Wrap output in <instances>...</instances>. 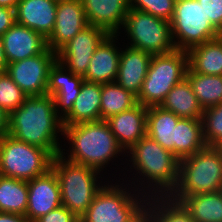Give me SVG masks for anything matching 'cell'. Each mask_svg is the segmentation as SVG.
<instances>
[{
    "instance_id": "1",
    "label": "cell",
    "mask_w": 222,
    "mask_h": 222,
    "mask_svg": "<svg viewBox=\"0 0 222 222\" xmlns=\"http://www.w3.org/2000/svg\"><path fill=\"white\" fill-rule=\"evenodd\" d=\"M56 129L63 132V124L51 95L27 97L8 116L9 135L46 150L52 157L61 153Z\"/></svg>"
},
{
    "instance_id": "2",
    "label": "cell",
    "mask_w": 222,
    "mask_h": 222,
    "mask_svg": "<svg viewBox=\"0 0 222 222\" xmlns=\"http://www.w3.org/2000/svg\"><path fill=\"white\" fill-rule=\"evenodd\" d=\"M62 134L72 142L67 160L98 171L124 151L106 120L63 125Z\"/></svg>"
},
{
    "instance_id": "3",
    "label": "cell",
    "mask_w": 222,
    "mask_h": 222,
    "mask_svg": "<svg viewBox=\"0 0 222 222\" xmlns=\"http://www.w3.org/2000/svg\"><path fill=\"white\" fill-rule=\"evenodd\" d=\"M222 190V150L206 146L180 160L178 183L169 197H187Z\"/></svg>"
},
{
    "instance_id": "4",
    "label": "cell",
    "mask_w": 222,
    "mask_h": 222,
    "mask_svg": "<svg viewBox=\"0 0 222 222\" xmlns=\"http://www.w3.org/2000/svg\"><path fill=\"white\" fill-rule=\"evenodd\" d=\"M63 155L62 150L60 154L53 157L51 168L59 182L62 206L80 218L103 187L100 185L98 187L96 184V175L99 171L66 160Z\"/></svg>"
},
{
    "instance_id": "5",
    "label": "cell",
    "mask_w": 222,
    "mask_h": 222,
    "mask_svg": "<svg viewBox=\"0 0 222 222\" xmlns=\"http://www.w3.org/2000/svg\"><path fill=\"white\" fill-rule=\"evenodd\" d=\"M129 152L133 166L139 171L137 173L146 177L151 186L153 182L157 186V190L153 189L152 192L155 191V194L160 188V196L170 195L178 183L180 160L148 135L141 138Z\"/></svg>"
},
{
    "instance_id": "6",
    "label": "cell",
    "mask_w": 222,
    "mask_h": 222,
    "mask_svg": "<svg viewBox=\"0 0 222 222\" xmlns=\"http://www.w3.org/2000/svg\"><path fill=\"white\" fill-rule=\"evenodd\" d=\"M188 52L175 49L153 55L137 101L145 107L160 106L168 92L186 77Z\"/></svg>"
},
{
    "instance_id": "7",
    "label": "cell",
    "mask_w": 222,
    "mask_h": 222,
    "mask_svg": "<svg viewBox=\"0 0 222 222\" xmlns=\"http://www.w3.org/2000/svg\"><path fill=\"white\" fill-rule=\"evenodd\" d=\"M53 157L44 149L7 134L0 140V175L24 181L45 174Z\"/></svg>"
},
{
    "instance_id": "8",
    "label": "cell",
    "mask_w": 222,
    "mask_h": 222,
    "mask_svg": "<svg viewBox=\"0 0 222 222\" xmlns=\"http://www.w3.org/2000/svg\"><path fill=\"white\" fill-rule=\"evenodd\" d=\"M170 24L175 48L187 52L222 35L210 23L197 0H176Z\"/></svg>"
},
{
    "instance_id": "9",
    "label": "cell",
    "mask_w": 222,
    "mask_h": 222,
    "mask_svg": "<svg viewBox=\"0 0 222 222\" xmlns=\"http://www.w3.org/2000/svg\"><path fill=\"white\" fill-rule=\"evenodd\" d=\"M123 27L132 42L128 47L152 55L166 54L176 49L170 21L130 8Z\"/></svg>"
},
{
    "instance_id": "10",
    "label": "cell",
    "mask_w": 222,
    "mask_h": 222,
    "mask_svg": "<svg viewBox=\"0 0 222 222\" xmlns=\"http://www.w3.org/2000/svg\"><path fill=\"white\" fill-rule=\"evenodd\" d=\"M122 189L119 185L102 187L87 211L79 218L80 222H127L131 219L144 206L140 204L146 201L141 198L139 200L134 194L130 195L131 192Z\"/></svg>"
},
{
    "instance_id": "11",
    "label": "cell",
    "mask_w": 222,
    "mask_h": 222,
    "mask_svg": "<svg viewBox=\"0 0 222 222\" xmlns=\"http://www.w3.org/2000/svg\"><path fill=\"white\" fill-rule=\"evenodd\" d=\"M57 61V53L48 48L36 56L7 64L6 73L30 96L47 94L49 70Z\"/></svg>"
},
{
    "instance_id": "12",
    "label": "cell",
    "mask_w": 222,
    "mask_h": 222,
    "mask_svg": "<svg viewBox=\"0 0 222 222\" xmlns=\"http://www.w3.org/2000/svg\"><path fill=\"white\" fill-rule=\"evenodd\" d=\"M108 35L101 28L86 26L57 52V61L75 75L84 76L94 51Z\"/></svg>"
},
{
    "instance_id": "13",
    "label": "cell",
    "mask_w": 222,
    "mask_h": 222,
    "mask_svg": "<svg viewBox=\"0 0 222 222\" xmlns=\"http://www.w3.org/2000/svg\"><path fill=\"white\" fill-rule=\"evenodd\" d=\"M61 205L60 186L52 168L28 181V205L25 216L30 222H35L42 215Z\"/></svg>"
},
{
    "instance_id": "14",
    "label": "cell",
    "mask_w": 222,
    "mask_h": 222,
    "mask_svg": "<svg viewBox=\"0 0 222 222\" xmlns=\"http://www.w3.org/2000/svg\"><path fill=\"white\" fill-rule=\"evenodd\" d=\"M88 25L81 0L58 2L55 26L47 38L48 48L57 53Z\"/></svg>"
},
{
    "instance_id": "15",
    "label": "cell",
    "mask_w": 222,
    "mask_h": 222,
    "mask_svg": "<svg viewBox=\"0 0 222 222\" xmlns=\"http://www.w3.org/2000/svg\"><path fill=\"white\" fill-rule=\"evenodd\" d=\"M1 37L8 64L36 56L48 49L47 39L43 35L18 23Z\"/></svg>"
},
{
    "instance_id": "16",
    "label": "cell",
    "mask_w": 222,
    "mask_h": 222,
    "mask_svg": "<svg viewBox=\"0 0 222 222\" xmlns=\"http://www.w3.org/2000/svg\"><path fill=\"white\" fill-rule=\"evenodd\" d=\"M106 121L119 146L127 151L146 135L147 107L138 103L129 110L110 116Z\"/></svg>"
},
{
    "instance_id": "17",
    "label": "cell",
    "mask_w": 222,
    "mask_h": 222,
    "mask_svg": "<svg viewBox=\"0 0 222 222\" xmlns=\"http://www.w3.org/2000/svg\"><path fill=\"white\" fill-rule=\"evenodd\" d=\"M89 25L116 35L130 9L129 0H81Z\"/></svg>"
},
{
    "instance_id": "18",
    "label": "cell",
    "mask_w": 222,
    "mask_h": 222,
    "mask_svg": "<svg viewBox=\"0 0 222 222\" xmlns=\"http://www.w3.org/2000/svg\"><path fill=\"white\" fill-rule=\"evenodd\" d=\"M63 69L66 71L60 62L54 63L49 70L47 87V95L53 97L58 115L60 107L61 112L64 111L62 116L59 115L61 119L72 110L74 100L78 97L84 81L83 76L75 75L72 71L67 74Z\"/></svg>"
},
{
    "instance_id": "19",
    "label": "cell",
    "mask_w": 222,
    "mask_h": 222,
    "mask_svg": "<svg viewBox=\"0 0 222 222\" xmlns=\"http://www.w3.org/2000/svg\"><path fill=\"white\" fill-rule=\"evenodd\" d=\"M56 9L57 2L53 0H19L15 10L16 23L47 39L55 26Z\"/></svg>"
},
{
    "instance_id": "20",
    "label": "cell",
    "mask_w": 222,
    "mask_h": 222,
    "mask_svg": "<svg viewBox=\"0 0 222 222\" xmlns=\"http://www.w3.org/2000/svg\"><path fill=\"white\" fill-rule=\"evenodd\" d=\"M115 37L117 36L108 35L94 51L88 70L83 76L85 81L98 84L115 82L121 54L113 43Z\"/></svg>"
},
{
    "instance_id": "21",
    "label": "cell",
    "mask_w": 222,
    "mask_h": 222,
    "mask_svg": "<svg viewBox=\"0 0 222 222\" xmlns=\"http://www.w3.org/2000/svg\"><path fill=\"white\" fill-rule=\"evenodd\" d=\"M152 54L128 47L121 51L115 82L138 96L147 75Z\"/></svg>"
},
{
    "instance_id": "22",
    "label": "cell",
    "mask_w": 222,
    "mask_h": 222,
    "mask_svg": "<svg viewBox=\"0 0 222 222\" xmlns=\"http://www.w3.org/2000/svg\"><path fill=\"white\" fill-rule=\"evenodd\" d=\"M101 84L83 81L72 110L62 119L63 125L101 120Z\"/></svg>"
},
{
    "instance_id": "23",
    "label": "cell",
    "mask_w": 222,
    "mask_h": 222,
    "mask_svg": "<svg viewBox=\"0 0 222 222\" xmlns=\"http://www.w3.org/2000/svg\"><path fill=\"white\" fill-rule=\"evenodd\" d=\"M179 119L161 106L147 107L146 135L175 155V126Z\"/></svg>"
},
{
    "instance_id": "24",
    "label": "cell",
    "mask_w": 222,
    "mask_h": 222,
    "mask_svg": "<svg viewBox=\"0 0 222 222\" xmlns=\"http://www.w3.org/2000/svg\"><path fill=\"white\" fill-rule=\"evenodd\" d=\"M170 198L180 202L194 222H222V190Z\"/></svg>"
},
{
    "instance_id": "25",
    "label": "cell",
    "mask_w": 222,
    "mask_h": 222,
    "mask_svg": "<svg viewBox=\"0 0 222 222\" xmlns=\"http://www.w3.org/2000/svg\"><path fill=\"white\" fill-rule=\"evenodd\" d=\"M160 106L180 118L202 119L203 110L186 77L168 92Z\"/></svg>"
},
{
    "instance_id": "26",
    "label": "cell",
    "mask_w": 222,
    "mask_h": 222,
    "mask_svg": "<svg viewBox=\"0 0 222 222\" xmlns=\"http://www.w3.org/2000/svg\"><path fill=\"white\" fill-rule=\"evenodd\" d=\"M188 66L198 74L222 76V35L191 48Z\"/></svg>"
},
{
    "instance_id": "27",
    "label": "cell",
    "mask_w": 222,
    "mask_h": 222,
    "mask_svg": "<svg viewBox=\"0 0 222 222\" xmlns=\"http://www.w3.org/2000/svg\"><path fill=\"white\" fill-rule=\"evenodd\" d=\"M206 146L202 119L180 118L175 126V156L182 160Z\"/></svg>"
},
{
    "instance_id": "28",
    "label": "cell",
    "mask_w": 222,
    "mask_h": 222,
    "mask_svg": "<svg viewBox=\"0 0 222 222\" xmlns=\"http://www.w3.org/2000/svg\"><path fill=\"white\" fill-rule=\"evenodd\" d=\"M202 110L222 103V76L195 73L189 66L186 72Z\"/></svg>"
},
{
    "instance_id": "29",
    "label": "cell",
    "mask_w": 222,
    "mask_h": 222,
    "mask_svg": "<svg viewBox=\"0 0 222 222\" xmlns=\"http://www.w3.org/2000/svg\"><path fill=\"white\" fill-rule=\"evenodd\" d=\"M28 205V181L0 175V212L24 215Z\"/></svg>"
},
{
    "instance_id": "30",
    "label": "cell",
    "mask_w": 222,
    "mask_h": 222,
    "mask_svg": "<svg viewBox=\"0 0 222 222\" xmlns=\"http://www.w3.org/2000/svg\"><path fill=\"white\" fill-rule=\"evenodd\" d=\"M101 120L129 110L138 104L137 96L116 82L101 84Z\"/></svg>"
},
{
    "instance_id": "31",
    "label": "cell",
    "mask_w": 222,
    "mask_h": 222,
    "mask_svg": "<svg viewBox=\"0 0 222 222\" xmlns=\"http://www.w3.org/2000/svg\"><path fill=\"white\" fill-rule=\"evenodd\" d=\"M148 196L149 198L146 197V201L147 199H149V201L146 205L149 206L151 211L152 222H194L189 212L180 202L174 201L169 196L158 197V195L151 196L149 194ZM150 199L154 203H150Z\"/></svg>"
},
{
    "instance_id": "32",
    "label": "cell",
    "mask_w": 222,
    "mask_h": 222,
    "mask_svg": "<svg viewBox=\"0 0 222 222\" xmlns=\"http://www.w3.org/2000/svg\"><path fill=\"white\" fill-rule=\"evenodd\" d=\"M202 124L206 145L218 147L222 143V103L203 111Z\"/></svg>"
},
{
    "instance_id": "33",
    "label": "cell",
    "mask_w": 222,
    "mask_h": 222,
    "mask_svg": "<svg viewBox=\"0 0 222 222\" xmlns=\"http://www.w3.org/2000/svg\"><path fill=\"white\" fill-rule=\"evenodd\" d=\"M27 95L5 72L0 73V107L10 114L19 108Z\"/></svg>"
},
{
    "instance_id": "34",
    "label": "cell",
    "mask_w": 222,
    "mask_h": 222,
    "mask_svg": "<svg viewBox=\"0 0 222 222\" xmlns=\"http://www.w3.org/2000/svg\"><path fill=\"white\" fill-rule=\"evenodd\" d=\"M135 4H134V3ZM176 0H129L130 8L171 21Z\"/></svg>"
},
{
    "instance_id": "35",
    "label": "cell",
    "mask_w": 222,
    "mask_h": 222,
    "mask_svg": "<svg viewBox=\"0 0 222 222\" xmlns=\"http://www.w3.org/2000/svg\"><path fill=\"white\" fill-rule=\"evenodd\" d=\"M210 23L222 34V0H197Z\"/></svg>"
},
{
    "instance_id": "36",
    "label": "cell",
    "mask_w": 222,
    "mask_h": 222,
    "mask_svg": "<svg viewBox=\"0 0 222 222\" xmlns=\"http://www.w3.org/2000/svg\"><path fill=\"white\" fill-rule=\"evenodd\" d=\"M35 222H80V219L65 206L42 215Z\"/></svg>"
},
{
    "instance_id": "37",
    "label": "cell",
    "mask_w": 222,
    "mask_h": 222,
    "mask_svg": "<svg viewBox=\"0 0 222 222\" xmlns=\"http://www.w3.org/2000/svg\"><path fill=\"white\" fill-rule=\"evenodd\" d=\"M16 23L15 10L0 6V36Z\"/></svg>"
},
{
    "instance_id": "38",
    "label": "cell",
    "mask_w": 222,
    "mask_h": 222,
    "mask_svg": "<svg viewBox=\"0 0 222 222\" xmlns=\"http://www.w3.org/2000/svg\"><path fill=\"white\" fill-rule=\"evenodd\" d=\"M145 207V208H144ZM127 222H152L151 211L144 205L131 219Z\"/></svg>"
},
{
    "instance_id": "39",
    "label": "cell",
    "mask_w": 222,
    "mask_h": 222,
    "mask_svg": "<svg viewBox=\"0 0 222 222\" xmlns=\"http://www.w3.org/2000/svg\"><path fill=\"white\" fill-rule=\"evenodd\" d=\"M0 222H30L28 218L21 214L0 212Z\"/></svg>"
},
{
    "instance_id": "40",
    "label": "cell",
    "mask_w": 222,
    "mask_h": 222,
    "mask_svg": "<svg viewBox=\"0 0 222 222\" xmlns=\"http://www.w3.org/2000/svg\"><path fill=\"white\" fill-rule=\"evenodd\" d=\"M9 114L0 107V140L8 134Z\"/></svg>"
},
{
    "instance_id": "41",
    "label": "cell",
    "mask_w": 222,
    "mask_h": 222,
    "mask_svg": "<svg viewBox=\"0 0 222 222\" xmlns=\"http://www.w3.org/2000/svg\"><path fill=\"white\" fill-rule=\"evenodd\" d=\"M7 64L8 63L3 49L2 37L0 36V73L6 71Z\"/></svg>"
},
{
    "instance_id": "42",
    "label": "cell",
    "mask_w": 222,
    "mask_h": 222,
    "mask_svg": "<svg viewBox=\"0 0 222 222\" xmlns=\"http://www.w3.org/2000/svg\"><path fill=\"white\" fill-rule=\"evenodd\" d=\"M19 0H0V6L16 10Z\"/></svg>"
},
{
    "instance_id": "43",
    "label": "cell",
    "mask_w": 222,
    "mask_h": 222,
    "mask_svg": "<svg viewBox=\"0 0 222 222\" xmlns=\"http://www.w3.org/2000/svg\"><path fill=\"white\" fill-rule=\"evenodd\" d=\"M53 1L58 3V2L68 1V0H53Z\"/></svg>"
},
{
    "instance_id": "44",
    "label": "cell",
    "mask_w": 222,
    "mask_h": 222,
    "mask_svg": "<svg viewBox=\"0 0 222 222\" xmlns=\"http://www.w3.org/2000/svg\"><path fill=\"white\" fill-rule=\"evenodd\" d=\"M218 147L222 150V143Z\"/></svg>"
}]
</instances>
